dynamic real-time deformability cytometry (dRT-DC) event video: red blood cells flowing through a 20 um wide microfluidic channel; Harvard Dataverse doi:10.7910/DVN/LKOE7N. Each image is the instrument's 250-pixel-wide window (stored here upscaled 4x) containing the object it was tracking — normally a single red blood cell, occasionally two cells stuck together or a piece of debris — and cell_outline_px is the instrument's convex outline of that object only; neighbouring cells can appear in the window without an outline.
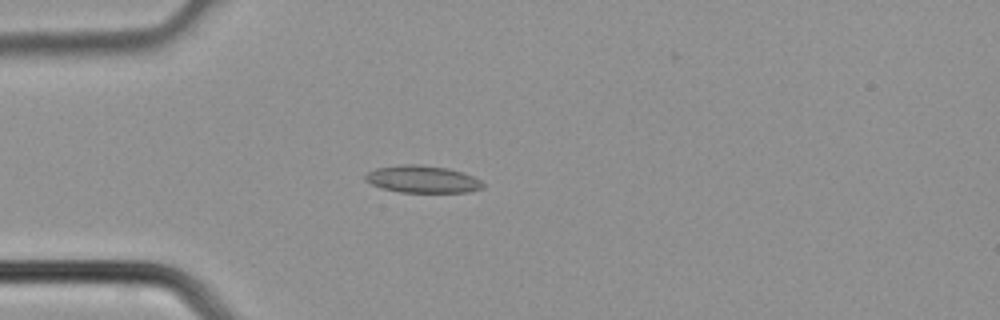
{"species": "common noctule bat (a hibernating species)", "species_latin": "Nyctalus noctula", "temperature_condition": "cold", "stored_images_in_passage": 38, "camera_frame_rate_fps": 3000, "um_per_image_px": 0.085, "animal": {"sex": "male", "body_mass_g": 21.5, "forearm_length_mm": 52.0}, "frame": {"image": 1, "passage_image": 10, "time_ms": 3.0, "image_size_px": [1000, 320], "cell_outline_px": [[484, 188], [468, 192], [400, 192], [380, 188], [364, 180], [364, 176], [368, 172], [376, 168], [404, 164], [420, 164], [448, 168], [472, 176], [480, 180], [484, 184]], "centroid_in_image_um": [35.89, 15.23], "position_along_channel_um": 49.1, "area_um2": 18.67}}
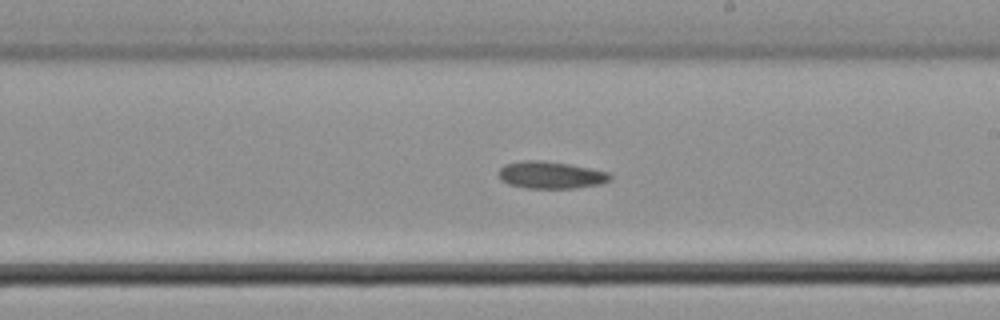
{"frame": {"image": 2, "passage_image": 22, "time_ms": 7.0, "image_size_px": [1000, 320], "cell_outline_px": [[612, 180], [600, 184], [576, 188], [524, 188], [508, 184], [500, 180], [500, 168], [504, 164], [524, 160], [544, 160], [568, 164], [608, 172], [612, 176]], "centroid_in_image_um": [46.81, 14.88], "position_along_channel_um": 242.2, "area_um2": 17.69}}
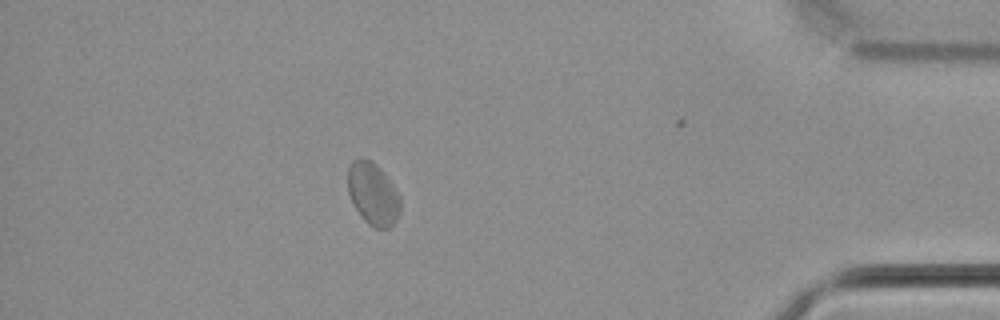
{"frame": {"image": 3, "passage_image": 34, "time_ms": 11.0, "image_size_px": [1000, 320], "cell_outline_px": [[400, 212], [396, 220], [388, 228], [376, 228], [368, 224], [360, 216], [348, 192], [348, 168], [352, 160], [360, 156], [372, 160], [384, 172], [400, 196]], "centroid_in_image_um": [31.7, 16.44], "position_along_channel_um": 403.5, "area_um2": 19.19}}